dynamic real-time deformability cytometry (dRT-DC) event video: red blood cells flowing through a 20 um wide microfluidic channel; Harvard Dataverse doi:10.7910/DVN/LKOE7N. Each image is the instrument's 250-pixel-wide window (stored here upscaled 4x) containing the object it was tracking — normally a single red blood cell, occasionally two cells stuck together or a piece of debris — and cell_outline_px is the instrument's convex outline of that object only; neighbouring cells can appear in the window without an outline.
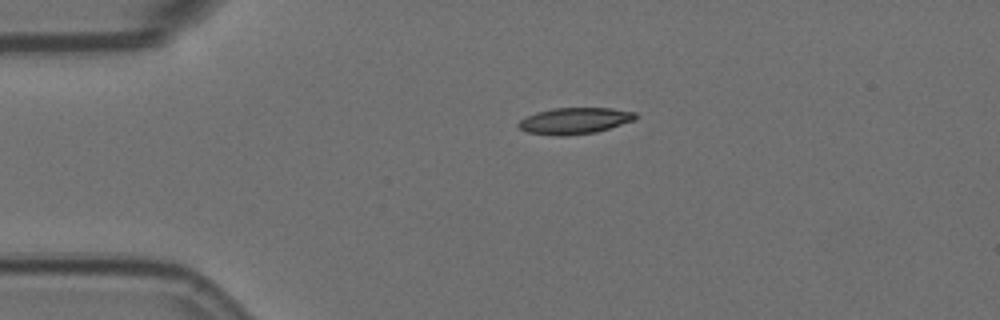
{"species": "Egyptian fruit bat (a non-hibernating species)", "species_latin": "Rousettus aegyptiacus", "temperature_condition": "room temperature", "stored_images_in_passage": 1, "camera_frame_rate_fps": 3000, "um_per_image_px": 0.085, "animal": {"sex": "female"}, "frame": {"image": 1, "passage_image": 1, "time_ms": 0.0, "image_size_px": [1000, 320], "cell_outline_px": [[636, 120], [596, 132], [568, 136], [556, 136], [528, 132], [520, 128], [516, 124], [524, 116], [536, 112], [552, 108], [612, 108], [636, 112]], "centroid_in_image_um": [48.83, 10.26], "position_along_channel_um": 36.2, "area_um2": 18.15}}